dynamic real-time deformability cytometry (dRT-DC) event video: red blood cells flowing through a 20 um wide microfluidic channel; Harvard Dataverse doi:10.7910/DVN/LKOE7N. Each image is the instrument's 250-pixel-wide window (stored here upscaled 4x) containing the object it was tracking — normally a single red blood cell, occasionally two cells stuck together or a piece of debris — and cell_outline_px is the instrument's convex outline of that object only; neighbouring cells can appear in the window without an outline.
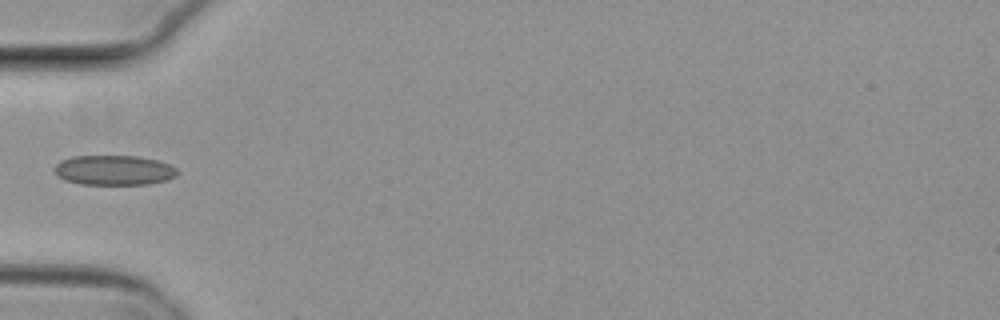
{"species": "common noctule bat (a hibernating species)", "species_latin": "Nyctalus noctula", "temperature_condition": "cold", "stored_images_in_passage": 6, "camera_frame_rate_fps": 3000, "um_per_image_px": 0.085, "animal": {"sex": "female", "body_mass_g": 29.2, "forearm_length_mm": 56.3}, "frame": {"image": 1, "passage_image": 5, "time_ms": 1.333, "image_size_px": [1000, 320], "cell_outline_px": [[180, 172], [176, 176], [168, 180], [148, 184], [80, 184], [64, 180], [56, 176], [52, 168], [60, 160], [72, 156], [136, 156], [156, 160], [168, 164], [176, 168]], "centroid_in_image_um": [9.65, 14.47], "position_along_channel_um": 75.3, "area_um2": 21.62}}